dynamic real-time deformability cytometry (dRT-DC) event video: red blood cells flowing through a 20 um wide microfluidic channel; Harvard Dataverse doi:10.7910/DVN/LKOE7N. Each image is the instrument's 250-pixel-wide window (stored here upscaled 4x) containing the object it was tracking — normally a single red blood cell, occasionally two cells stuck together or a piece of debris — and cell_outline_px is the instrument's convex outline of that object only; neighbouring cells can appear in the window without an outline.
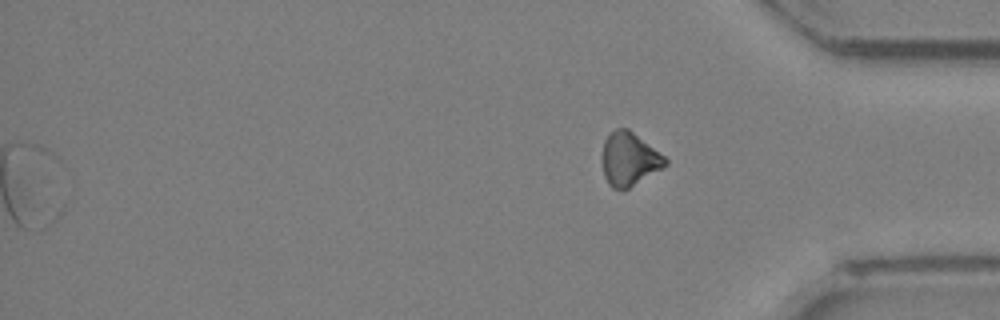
{"species": "Egyptian fruit bat (a non-hibernating species)", "species_latin": "Rousettus aegyptiacus", "temperature_condition": "room temperature", "stored_images_in_passage": 25, "segment_of_instrument_passage": [2, 2], "camera_frame_rate_fps": 3000, "um_per_image_px": 0.085, "animal": {"sex": "female"}, "frame": {"image": 1, "passage_image": 25, "time_ms": 8.0, "image_size_px": [1000, 320], "cell_outline_px": [[668, 164], [628, 188], [612, 188], [608, 184], [604, 176], [604, 140], [616, 128], [628, 128], [664, 156], [668, 160]], "centroid_in_image_um": [53.5, 13.51], "position_along_channel_um": 381.7, "area_um2": 18.96}}